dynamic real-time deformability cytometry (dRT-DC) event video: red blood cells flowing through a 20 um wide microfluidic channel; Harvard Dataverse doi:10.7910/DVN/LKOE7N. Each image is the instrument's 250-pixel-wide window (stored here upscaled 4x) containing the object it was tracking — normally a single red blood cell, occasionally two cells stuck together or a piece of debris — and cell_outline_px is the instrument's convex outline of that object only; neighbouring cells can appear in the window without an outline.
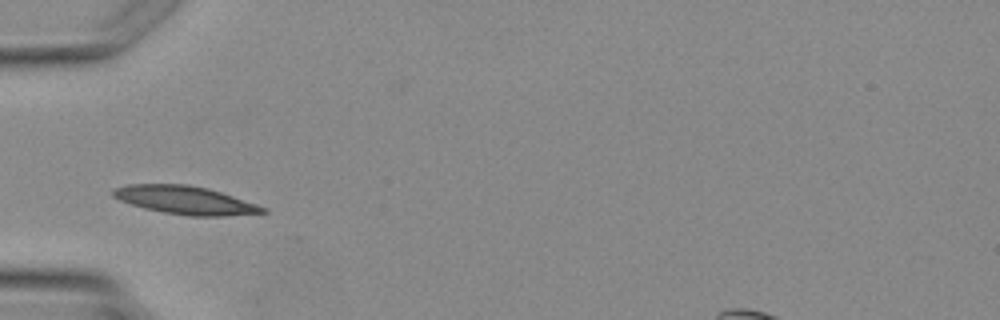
{"species": "Egyptian fruit bat (a non-hibernating species)", "species_latin": "Rousettus aegyptiacus", "temperature_condition": "warm", "stored_images_in_passage": 1, "camera_frame_rate_fps": 3000, "um_per_image_px": 0.085, "animal": {"sex": "female"}, "frame": {"image": 1, "passage_image": 1, "time_ms": 0.0, "image_size_px": [1000, 320], "cell_outline_px": [[268, 212], [224, 216], [188, 216], [164, 212], [144, 208], [120, 200], [112, 196], [112, 188], [128, 184], [188, 184], [208, 188], [268, 208]], "centroid_in_image_um": [15.73, 17.01], "position_along_channel_um": 69.3, "area_um2": 24.51}}